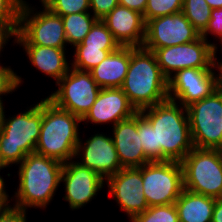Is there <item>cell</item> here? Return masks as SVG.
<instances>
[{
  "label": "cell",
  "mask_w": 222,
  "mask_h": 222,
  "mask_svg": "<svg viewBox=\"0 0 222 222\" xmlns=\"http://www.w3.org/2000/svg\"><path fill=\"white\" fill-rule=\"evenodd\" d=\"M63 163L46 156L30 153L18 165V186L11 197V206L46 209L61 185ZM13 199V200H12Z\"/></svg>",
  "instance_id": "1"
},
{
  "label": "cell",
  "mask_w": 222,
  "mask_h": 222,
  "mask_svg": "<svg viewBox=\"0 0 222 222\" xmlns=\"http://www.w3.org/2000/svg\"><path fill=\"white\" fill-rule=\"evenodd\" d=\"M139 112L155 130L159 161L181 162L194 148L187 109L183 105L168 99Z\"/></svg>",
  "instance_id": "2"
},
{
  "label": "cell",
  "mask_w": 222,
  "mask_h": 222,
  "mask_svg": "<svg viewBox=\"0 0 222 222\" xmlns=\"http://www.w3.org/2000/svg\"><path fill=\"white\" fill-rule=\"evenodd\" d=\"M120 88L138 112L168 100V79L153 51L131 46L129 68Z\"/></svg>",
  "instance_id": "3"
},
{
  "label": "cell",
  "mask_w": 222,
  "mask_h": 222,
  "mask_svg": "<svg viewBox=\"0 0 222 222\" xmlns=\"http://www.w3.org/2000/svg\"><path fill=\"white\" fill-rule=\"evenodd\" d=\"M82 120L42 98V122L35 153L67 163L75 158Z\"/></svg>",
  "instance_id": "4"
},
{
  "label": "cell",
  "mask_w": 222,
  "mask_h": 222,
  "mask_svg": "<svg viewBox=\"0 0 222 222\" xmlns=\"http://www.w3.org/2000/svg\"><path fill=\"white\" fill-rule=\"evenodd\" d=\"M2 116L0 130V168L18 166L26 155L35 152L42 122V99L26 110Z\"/></svg>",
  "instance_id": "5"
},
{
  "label": "cell",
  "mask_w": 222,
  "mask_h": 222,
  "mask_svg": "<svg viewBox=\"0 0 222 222\" xmlns=\"http://www.w3.org/2000/svg\"><path fill=\"white\" fill-rule=\"evenodd\" d=\"M31 5L24 0L20 11L19 27L12 43L67 48L62 17L52 13L42 3L39 11L37 10L39 8Z\"/></svg>",
  "instance_id": "6"
},
{
  "label": "cell",
  "mask_w": 222,
  "mask_h": 222,
  "mask_svg": "<svg viewBox=\"0 0 222 222\" xmlns=\"http://www.w3.org/2000/svg\"><path fill=\"white\" fill-rule=\"evenodd\" d=\"M184 189L216 199L222 198V152L193 148L181 161Z\"/></svg>",
  "instance_id": "7"
},
{
  "label": "cell",
  "mask_w": 222,
  "mask_h": 222,
  "mask_svg": "<svg viewBox=\"0 0 222 222\" xmlns=\"http://www.w3.org/2000/svg\"><path fill=\"white\" fill-rule=\"evenodd\" d=\"M186 109L194 148L221 151L222 91L216 89Z\"/></svg>",
  "instance_id": "8"
},
{
  "label": "cell",
  "mask_w": 222,
  "mask_h": 222,
  "mask_svg": "<svg viewBox=\"0 0 222 222\" xmlns=\"http://www.w3.org/2000/svg\"><path fill=\"white\" fill-rule=\"evenodd\" d=\"M143 192L149 207L175 204L184 190L183 168L177 161L142 165Z\"/></svg>",
  "instance_id": "9"
},
{
  "label": "cell",
  "mask_w": 222,
  "mask_h": 222,
  "mask_svg": "<svg viewBox=\"0 0 222 222\" xmlns=\"http://www.w3.org/2000/svg\"><path fill=\"white\" fill-rule=\"evenodd\" d=\"M55 91L46 96L57 107L83 118L94 104L101 88L88 71L70 67L56 83Z\"/></svg>",
  "instance_id": "10"
},
{
  "label": "cell",
  "mask_w": 222,
  "mask_h": 222,
  "mask_svg": "<svg viewBox=\"0 0 222 222\" xmlns=\"http://www.w3.org/2000/svg\"><path fill=\"white\" fill-rule=\"evenodd\" d=\"M154 54L167 79L186 68H213V42L201 36L189 43L158 48Z\"/></svg>",
  "instance_id": "11"
},
{
  "label": "cell",
  "mask_w": 222,
  "mask_h": 222,
  "mask_svg": "<svg viewBox=\"0 0 222 222\" xmlns=\"http://www.w3.org/2000/svg\"><path fill=\"white\" fill-rule=\"evenodd\" d=\"M200 33L182 12L165 15L146 23L143 47L150 51L195 41Z\"/></svg>",
  "instance_id": "12"
},
{
  "label": "cell",
  "mask_w": 222,
  "mask_h": 222,
  "mask_svg": "<svg viewBox=\"0 0 222 222\" xmlns=\"http://www.w3.org/2000/svg\"><path fill=\"white\" fill-rule=\"evenodd\" d=\"M61 183L65 190L63 199L71 211L82 209L97 197L102 188H106L102 177L74 159L63 164Z\"/></svg>",
  "instance_id": "13"
},
{
  "label": "cell",
  "mask_w": 222,
  "mask_h": 222,
  "mask_svg": "<svg viewBox=\"0 0 222 222\" xmlns=\"http://www.w3.org/2000/svg\"><path fill=\"white\" fill-rule=\"evenodd\" d=\"M142 166L122 168L105 180L109 196L131 221L149 206L143 192Z\"/></svg>",
  "instance_id": "14"
},
{
  "label": "cell",
  "mask_w": 222,
  "mask_h": 222,
  "mask_svg": "<svg viewBox=\"0 0 222 222\" xmlns=\"http://www.w3.org/2000/svg\"><path fill=\"white\" fill-rule=\"evenodd\" d=\"M94 133L87 140L77 144L74 160L81 166L95 171L104 180L116 174L123 167L118 158L110 133Z\"/></svg>",
  "instance_id": "15"
},
{
  "label": "cell",
  "mask_w": 222,
  "mask_h": 222,
  "mask_svg": "<svg viewBox=\"0 0 222 222\" xmlns=\"http://www.w3.org/2000/svg\"><path fill=\"white\" fill-rule=\"evenodd\" d=\"M216 90L213 68H186L168 79V99L188 107Z\"/></svg>",
  "instance_id": "16"
},
{
  "label": "cell",
  "mask_w": 222,
  "mask_h": 222,
  "mask_svg": "<svg viewBox=\"0 0 222 222\" xmlns=\"http://www.w3.org/2000/svg\"><path fill=\"white\" fill-rule=\"evenodd\" d=\"M136 113L138 111L121 88H101L94 104L81 120L86 126L90 123L98 126L111 124L113 127Z\"/></svg>",
  "instance_id": "17"
},
{
  "label": "cell",
  "mask_w": 222,
  "mask_h": 222,
  "mask_svg": "<svg viewBox=\"0 0 222 222\" xmlns=\"http://www.w3.org/2000/svg\"><path fill=\"white\" fill-rule=\"evenodd\" d=\"M101 20L120 46H143L146 35V22L143 14L117 5Z\"/></svg>",
  "instance_id": "18"
},
{
  "label": "cell",
  "mask_w": 222,
  "mask_h": 222,
  "mask_svg": "<svg viewBox=\"0 0 222 222\" xmlns=\"http://www.w3.org/2000/svg\"><path fill=\"white\" fill-rule=\"evenodd\" d=\"M112 140L123 168L141 167L151 162L144 153L137 131V113L112 127Z\"/></svg>",
  "instance_id": "19"
},
{
  "label": "cell",
  "mask_w": 222,
  "mask_h": 222,
  "mask_svg": "<svg viewBox=\"0 0 222 222\" xmlns=\"http://www.w3.org/2000/svg\"><path fill=\"white\" fill-rule=\"evenodd\" d=\"M25 52L29 63L36 70L55 80V84L62 79L70 69V58H66V48H55L40 45H19Z\"/></svg>",
  "instance_id": "20"
},
{
  "label": "cell",
  "mask_w": 222,
  "mask_h": 222,
  "mask_svg": "<svg viewBox=\"0 0 222 222\" xmlns=\"http://www.w3.org/2000/svg\"><path fill=\"white\" fill-rule=\"evenodd\" d=\"M131 46H120L89 72L100 88H120L129 68Z\"/></svg>",
  "instance_id": "21"
},
{
  "label": "cell",
  "mask_w": 222,
  "mask_h": 222,
  "mask_svg": "<svg viewBox=\"0 0 222 222\" xmlns=\"http://www.w3.org/2000/svg\"><path fill=\"white\" fill-rule=\"evenodd\" d=\"M216 198L184 189L175 201L179 222H211Z\"/></svg>",
  "instance_id": "22"
},
{
  "label": "cell",
  "mask_w": 222,
  "mask_h": 222,
  "mask_svg": "<svg viewBox=\"0 0 222 222\" xmlns=\"http://www.w3.org/2000/svg\"><path fill=\"white\" fill-rule=\"evenodd\" d=\"M61 17L68 47L80 44L98 20L91 12L72 13Z\"/></svg>",
  "instance_id": "23"
},
{
  "label": "cell",
  "mask_w": 222,
  "mask_h": 222,
  "mask_svg": "<svg viewBox=\"0 0 222 222\" xmlns=\"http://www.w3.org/2000/svg\"><path fill=\"white\" fill-rule=\"evenodd\" d=\"M116 50H102L88 46H75L71 67L80 71H90Z\"/></svg>",
  "instance_id": "24"
},
{
  "label": "cell",
  "mask_w": 222,
  "mask_h": 222,
  "mask_svg": "<svg viewBox=\"0 0 222 222\" xmlns=\"http://www.w3.org/2000/svg\"><path fill=\"white\" fill-rule=\"evenodd\" d=\"M76 46L102 48V50H117L120 45L114 39L105 23L98 19L82 42Z\"/></svg>",
  "instance_id": "25"
},
{
  "label": "cell",
  "mask_w": 222,
  "mask_h": 222,
  "mask_svg": "<svg viewBox=\"0 0 222 222\" xmlns=\"http://www.w3.org/2000/svg\"><path fill=\"white\" fill-rule=\"evenodd\" d=\"M212 8L206 0H183L182 13L201 34L211 18Z\"/></svg>",
  "instance_id": "26"
},
{
  "label": "cell",
  "mask_w": 222,
  "mask_h": 222,
  "mask_svg": "<svg viewBox=\"0 0 222 222\" xmlns=\"http://www.w3.org/2000/svg\"><path fill=\"white\" fill-rule=\"evenodd\" d=\"M137 131L145 156L151 162L159 161V147H156L155 130L140 112L137 113Z\"/></svg>",
  "instance_id": "27"
},
{
  "label": "cell",
  "mask_w": 222,
  "mask_h": 222,
  "mask_svg": "<svg viewBox=\"0 0 222 222\" xmlns=\"http://www.w3.org/2000/svg\"><path fill=\"white\" fill-rule=\"evenodd\" d=\"M129 222H179L175 204L148 207Z\"/></svg>",
  "instance_id": "28"
},
{
  "label": "cell",
  "mask_w": 222,
  "mask_h": 222,
  "mask_svg": "<svg viewBox=\"0 0 222 222\" xmlns=\"http://www.w3.org/2000/svg\"><path fill=\"white\" fill-rule=\"evenodd\" d=\"M39 2L59 16L90 12L89 0H39Z\"/></svg>",
  "instance_id": "29"
},
{
  "label": "cell",
  "mask_w": 222,
  "mask_h": 222,
  "mask_svg": "<svg viewBox=\"0 0 222 222\" xmlns=\"http://www.w3.org/2000/svg\"><path fill=\"white\" fill-rule=\"evenodd\" d=\"M183 0H148L143 17L149 20L182 11Z\"/></svg>",
  "instance_id": "30"
},
{
  "label": "cell",
  "mask_w": 222,
  "mask_h": 222,
  "mask_svg": "<svg viewBox=\"0 0 222 222\" xmlns=\"http://www.w3.org/2000/svg\"><path fill=\"white\" fill-rule=\"evenodd\" d=\"M24 0H0V23L14 34L19 27L20 11Z\"/></svg>",
  "instance_id": "31"
},
{
  "label": "cell",
  "mask_w": 222,
  "mask_h": 222,
  "mask_svg": "<svg viewBox=\"0 0 222 222\" xmlns=\"http://www.w3.org/2000/svg\"><path fill=\"white\" fill-rule=\"evenodd\" d=\"M0 63V102H3L2 96H7L8 94H13L17 91L20 86H22L23 78L14 72L11 66H2Z\"/></svg>",
  "instance_id": "32"
},
{
  "label": "cell",
  "mask_w": 222,
  "mask_h": 222,
  "mask_svg": "<svg viewBox=\"0 0 222 222\" xmlns=\"http://www.w3.org/2000/svg\"><path fill=\"white\" fill-rule=\"evenodd\" d=\"M208 35H212L214 40L216 38V40H218L220 37H222V8L212 9L211 18L208 22V25L200 34L201 37L210 42L211 39L208 40Z\"/></svg>",
  "instance_id": "33"
},
{
  "label": "cell",
  "mask_w": 222,
  "mask_h": 222,
  "mask_svg": "<svg viewBox=\"0 0 222 222\" xmlns=\"http://www.w3.org/2000/svg\"><path fill=\"white\" fill-rule=\"evenodd\" d=\"M89 2L90 12L100 20L119 5V0H89Z\"/></svg>",
  "instance_id": "34"
},
{
  "label": "cell",
  "mask_w": 222,
  "mask_h": 222,
  "mask_svg": "<svg viewBox=\"0 0 222 222\" xmlns=\"http://www.w3.org/2000/svg\"><path fill=\"white\" fill-rule=\"evenodd\" d=\"M27 211L10 206L0 217V222H27Z\"/></svg>",
  "instance_id": "35"
},
{
  "label": "cell",
  "mask_w": 222,
  "mask_h": 222,
  "mask_svg": "<svg viewBox=\"0 0 222 222\" xmlns=\"http://www.w3.org/2000/svg\"><path fill=\"white\" fill-rule=\"evenodd\" d=\"M148 0H119V5L144 14Z\"/></svg>",
  "instance_id": "36"
},
{
  "label": "cell",
  "mask_w": 222,
  "mask_h": 222,
  "mask_svg": "<svg viewBox=\"0 0 222 222\" xmlns=\"http://www.w3.org/2000/svg\"><path fill=\"white\" fill-rule=\"evenodd\" d=\"M212 66L215 74L216 89L222 91V59L220 61V59L217 58V55H213Z\"/></svg>",
  "instance_id": "37"
},
{
  "label": "cell",
  "mask_w": 222,
  "mask_h": 222,
  "mask_svg": "<svg viewBox=\"0 0 222 222\" xmlns=\"http://www.w3.org/2000/svg\"><path fill=\"white\" fill-rule=\"evenodd\" d=\"M14 39V33L3 23H0V44H9Z\"/></svg>",
  "instance_id": "38"
},
{
  "label": "cell",
  "mask_w": 222,
  "mask_h": 222,
  "mask_svg": "<svg viewBox=\"0 0 222 222\" xmlns=\"http://www.w3.org/2000/svg\"><path fill=\"white\" fill-rule=\"evenodd\" d=\"M211 222H222V198L215 201Z\"/></svg>",
  "instance_id": "39"
},
{
  "label": "cell",
  "mask_w": 222,
  "mask_h": 222,
  "mask_svg": "<svg viewBox=\"0 0 222 222\" xmlns=\"http://www.w3.org/2000/svg\"><path fill=\"white\" fill-rule=\"evenodd\" d=\"M3 170V168H0V171ZM5 179L0 175V199H11L9 196V193L6 189V181Z\"/></svg>",
  "instance_id": "40"
},
{
  "label": "cell",
  "mask_w": 222,
  "mask_h": 222,
  "mask_svg": "<svg viewBox=\"0 0 222 222\" xmlns=\"http://www.w3.org/2000/svg\"><path fill=\"white\" fill-rule=\"evenodd\" d=\"M11 199H0V217L11 206Z\"/></svg>",
  "instance_id": "41"
},
{
  "label": "cell",
  "mask_w": 222,
  "mask_h": 222,
  "mask_svg": "<svg viewBox=\"0 0 222 222\" xmlns=\"http://www.w3.org/2000/svg\"><path fill=\"white\" fill-rule=\"evenodd\" d=\"M207 4L212 8H222V0H206Z\"/></svg>",
  "instance_id": "42"
},
{
  "label": "cell",
  "mask_w": 222,
  "mask_h": 222,
  "mask_svg": "<svg viewBox=\"0 0 222 222\" xmlns=\"http://www.w3.org/2000/svg\"><path fill=\"white\" fill-rule=\"evenodd\" d=\"M218 41L220 42L221 45H218V43H216V40H215V43H213V55H217V51H221V53H222V37H220L219 40H217V42ZM219 46L221 47L220 50H218Z\"/></svg>",
  "instance_id": "43"
},
{
  "label": "cell",
  "mask_w": 222,
  "mask_h": 222,
  "mask_svg": "<svg viewBox=\"0 0 222 222\" xmlns=\"http://www.w3.org/2000/svg\"><path fill=\"white\" fill-rule=\"evenodd\" d=\"M4 110H5L4 103L0 102V130H1L2 116H3Z\"/></svg>",
  "instance_id": "44"
},
{
  "label": "cell",
  "mask_w": 222,
  "mask_h": 222,
  "mask_svg": "<svg viewBox=\"0 0 222 222\" xmlns=\"http://www.w3.org/2000/svg\"><path fill=\"white\" fill-rule=\"evenodd\" d=\"M6 45H8V44H0V55L4 51ZM0 57H2V55Z\"/></svg>",
  "instance_id": "45"
}]
</instances>
